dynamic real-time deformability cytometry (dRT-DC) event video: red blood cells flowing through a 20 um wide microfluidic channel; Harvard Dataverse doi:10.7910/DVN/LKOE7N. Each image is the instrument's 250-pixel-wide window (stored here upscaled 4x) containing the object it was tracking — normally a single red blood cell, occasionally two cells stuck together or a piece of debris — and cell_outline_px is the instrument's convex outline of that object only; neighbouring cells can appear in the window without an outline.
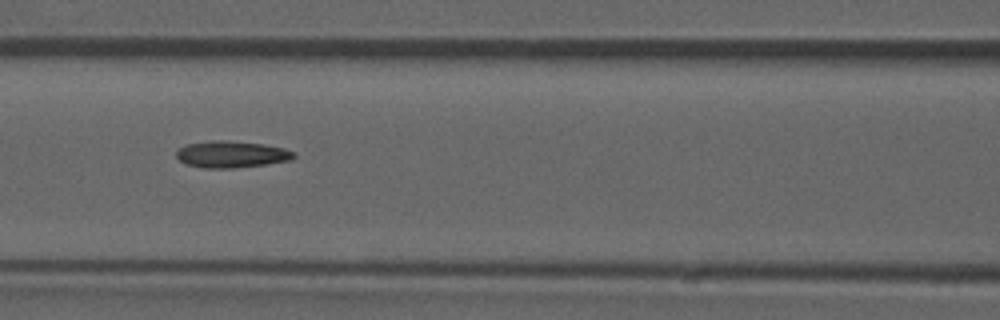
{"species": "common noctule bat (a hibernating species)", "species_latin": "Nyctalus noctula", "temperature_condition": "room temperature", "stored_images_in_passage": 52, "camera_frame_rate_fps": 3000, "um_per_image_px": 0.085, "animal": {"sex": "male", "forearm_length_mm": 52.5}, "frame": {"image": 1, "passage_image": 23, "time_ms": 7.333, "image_size_px": [1000, 320], "cell_outline_px": [[296, 156], [292, 160], [236, 168], [204, 168], [184, 164], [176, 156], [176, 152], [180, 148], [188, 144], [212, 140], [224, 140], [264, 144], [284, 148], [296, 152]], "centroid_in_image_um": [19.7, 13.12], "position_along_channel_um": 146.9, "area_um2": 18.32}, "authors_computed_cell_mechanics": {"area_um2": 17.7735, "velocity_mm_per_s": 3.9015, "shape_relaxation_time_tau1_ms": null, "shape_relaxation_time_tau2_ms": 5.3706, "deformation_change_tau1": null, "deformation_change_tau2": 0.1547}}